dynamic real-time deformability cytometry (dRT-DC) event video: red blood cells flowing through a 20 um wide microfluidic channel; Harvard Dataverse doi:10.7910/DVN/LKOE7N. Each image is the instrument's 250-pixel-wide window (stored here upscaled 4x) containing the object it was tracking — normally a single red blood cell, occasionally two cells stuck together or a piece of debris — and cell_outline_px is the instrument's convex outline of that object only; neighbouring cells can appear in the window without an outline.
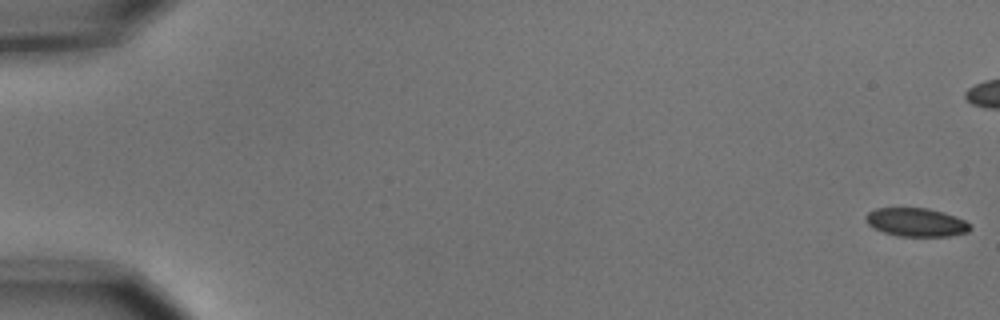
{"species": "common noctule bat (a hibernating species)", "species_latin": "Nyctalus noctula", "temperature_condition": "cold", "stored_images_in_passage": 57, "camera_frame_rate_fps": 3000, "um_per_image_px": 0.085, "animal": {"sex": "male", "body_mass_g": 15.6}, "frame": {"image": 1, "passage_image": 1, "time_ms": 0.0, "image_size_px": [1000, 320], "cell_outline_px": [[972, 228], [968, 232], [948, 236], [896, 236], [884, 232], [868, 224], [864, 216], [868, 212], [876, 208], [928, 208], [944, 212], [956, 216], [972, 224]], "centroid_in_image_um": [77.91, 18.89], "position_along_channel_um": 7.1, "area_um2": 17.4}}
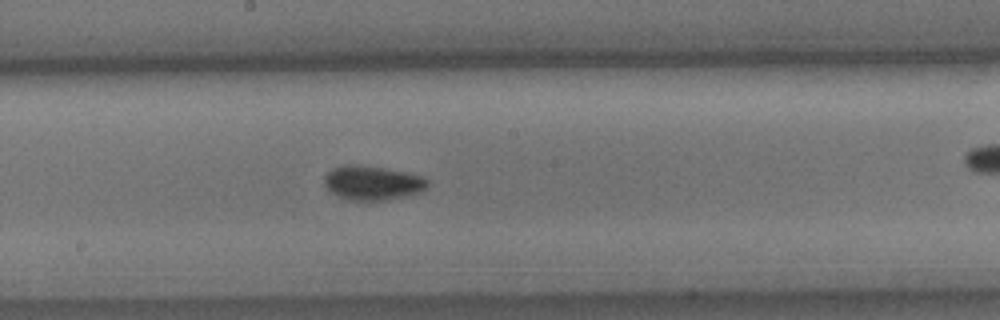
{"frame": {"image": 2, "passage_image": 31, "time_ms": 10.0, "image_size_px": [1000, 320], "cell_outline_px": [[428, 184], [420, 192], [408, 196], [388, 200], [348, 200], [332, 192], [324, 184], [324, 176], [332, 168], [344, 164], [360, 164], [384, 168], [404, 172], [420, 176], [428, 180]], "centroid_in_image_um": [31.64, 15.53], "position_along_channel_um": 216.6, "area_um2": 20.58}}
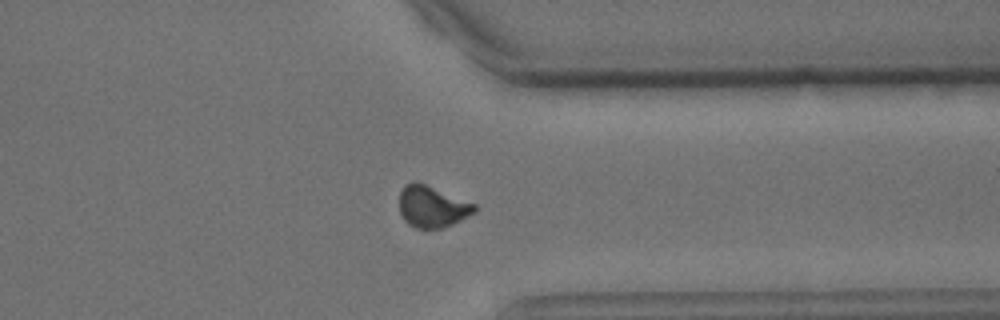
{"frame": {"image": 3, "passage_image": 44, "time_ms": 14.333, "image_size_px": [1000, 320], "cell_outline_px": [[476, 212], [444, 228], [416, 228], [408, 224], [404, 220], [400, 212], [400, 192], [404, 184], [412, 180], [416, 180], [476, 204]], "centroid_in_image_um": [36.72, 17.54], "position_along_channel_um": 374.7, "area_um2": 18.32}}